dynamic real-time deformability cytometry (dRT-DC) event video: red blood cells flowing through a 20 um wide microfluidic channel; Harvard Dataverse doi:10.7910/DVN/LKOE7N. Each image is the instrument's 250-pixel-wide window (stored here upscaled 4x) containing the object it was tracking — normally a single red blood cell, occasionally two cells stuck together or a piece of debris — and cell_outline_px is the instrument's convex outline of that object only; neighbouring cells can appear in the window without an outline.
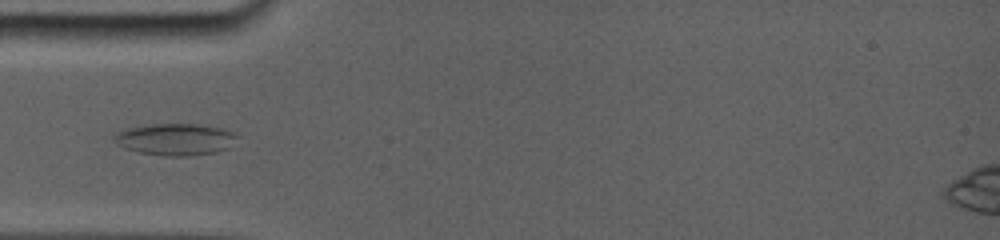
{"species": "common noctule bat (a hibernating species)", "species_latin": "Nyctalus noctula", "temperature_condition": "room temperature", "stored_images_in_passage": 2, "camera_frame_rate_fps": 5000, "um_per_image_px": 0.085, "animal": {"sex": "female", "body_mass_g": 19.0, "forearm_length_mm": 56.7}, "frame": {"image": 1, "passage_image": 1, "time_ms": 0.0, "image_size_px": [1000, 240], "cell_outline_px": [[232, 136], [224, 148], [216, 152], [192, 156], [164, 156], [140, 152], [128, 148], [120, 144], [116, 136], [120, 132], [136, 128], [156, 124], [188, 124], [216, 128], [228, 132]], "centroid_in_image_um": [14.86, 11.88], "position_along_channel_um": 70.1, "area_um2": 20.92}}